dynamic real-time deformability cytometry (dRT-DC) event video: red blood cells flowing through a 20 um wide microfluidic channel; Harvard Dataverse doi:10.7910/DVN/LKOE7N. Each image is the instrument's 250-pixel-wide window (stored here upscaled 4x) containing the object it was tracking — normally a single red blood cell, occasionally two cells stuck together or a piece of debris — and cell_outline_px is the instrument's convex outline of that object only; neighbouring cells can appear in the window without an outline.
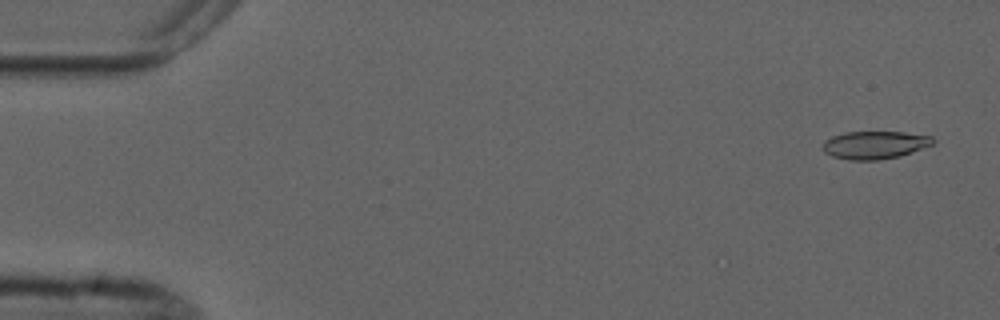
{"species": "common noctule bat (a hibernating species)", "species_latin": "Nyctalus noctula", "temperature_condition": "cold", "stored_images_in_passage": 7, "camera_frame_rate_fps": 3000, "um_per_image_px": 0.085, "animal": {"sex": "male", "forearm_length_mm": 52.5}, "frame": {"image": 1, "passage_image": 1, "time_ms": 0.0, "image_size_px": [1000, 320], "cell_outline_px": [[936, 140], [932, 144], [900, 156], [876, 160], [848, 160], [832, 156], [824, 152], [820, 148], [824, 140], [832, 136], [844, 132], [904, 132], [932, 136]], "centroid_in_image_um": [74.3, 12.32], "position_along_channel_um": 10.7, "area_um2": 17.98}}
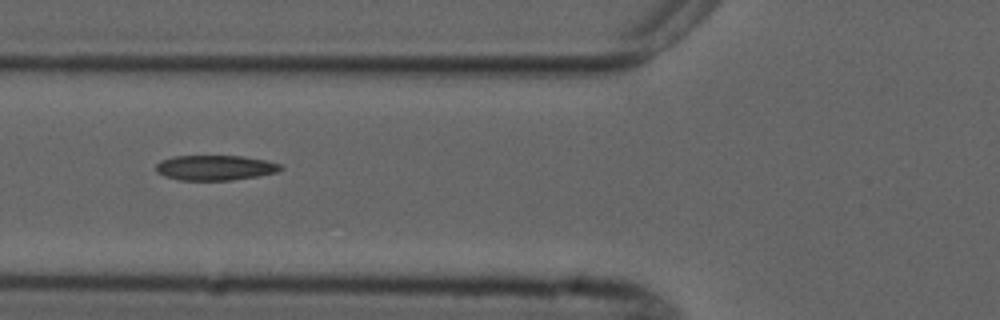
{"frame": {"image": 2, "passage_image": 6, "time_ms": 6.0, "image_size_px": [1000, 320], "cell_outline_px": [[284, 168], [276, 172], [256, 176], [232, 180], [180, 180], [164, 176], [156, 172], [156, 164], [160, 160], [172, 156], [244, 156], [264, 160], [280, 164]], "centroid_in_image_um": [18.24, 14.25], "position_along_channel_um": 107.6, "area_um2": 18.21}}
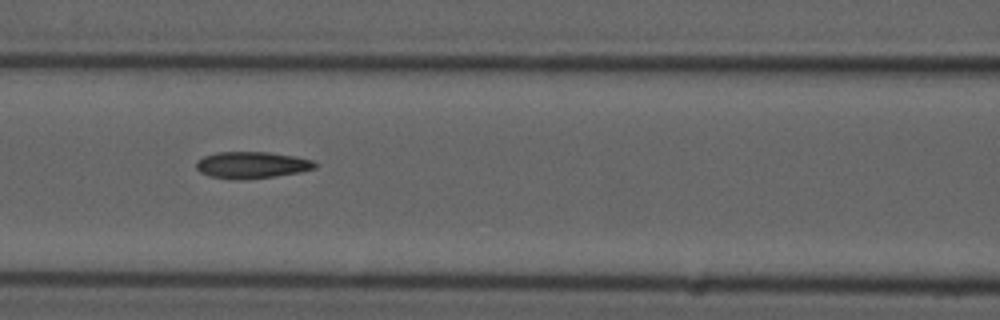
{"frame": {"image": 3, "passage_image": 7, "time_ms": 7.0, "image_size_px": [1000, 320], "cell_outline_px": [[320, 164], [316, 168], [300, 172], [244, 180], [236, 180], [208, 176], [200, 172], [196, 168], [196, 160], [204, 156], [216, 152], [268, 152], [296, 156], [312, 160]], "centroid_in_image_um": [21.4, 14.02], "position_along_channel_um": 145.2, "area_um2": 18.67}}